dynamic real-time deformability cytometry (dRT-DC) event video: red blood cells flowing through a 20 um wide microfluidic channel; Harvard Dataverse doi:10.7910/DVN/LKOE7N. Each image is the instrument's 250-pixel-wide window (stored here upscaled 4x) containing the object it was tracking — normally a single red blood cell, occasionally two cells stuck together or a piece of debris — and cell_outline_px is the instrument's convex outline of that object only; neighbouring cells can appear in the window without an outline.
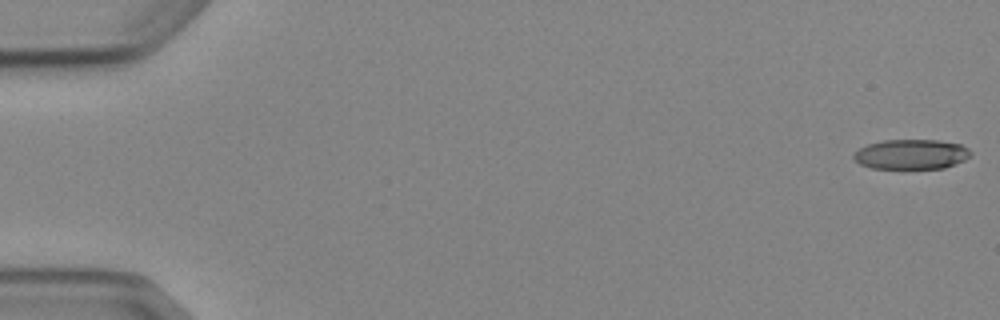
{"species": "Egyptian fruit bat (a non-hibernating species)", "species_latin": "Rousettus aegyptiacus", "temperature_condition": "cold", "stored_images_in_passage": 6, "camera_frame_rate_fps": 3000, "um_per_image_px": 0.085, "animal": {"sex": "female"}, "frame": {"image": 1, "passage_image": 1, "time_ms": 0.0, "image_size_px": [1000, 320], "cell_outline_px": [[972, 152], [964, 160], [944, 168], [872, 168], [860, 164], [852, 156], [860, 148], [868, 144], [884, 140], [936, 140], [960, 144], [968, 148]], "centroid_in_image_um": [77.46, 13.11], "position_along_channel_um": 7.5, "area_um2": 20.11}}
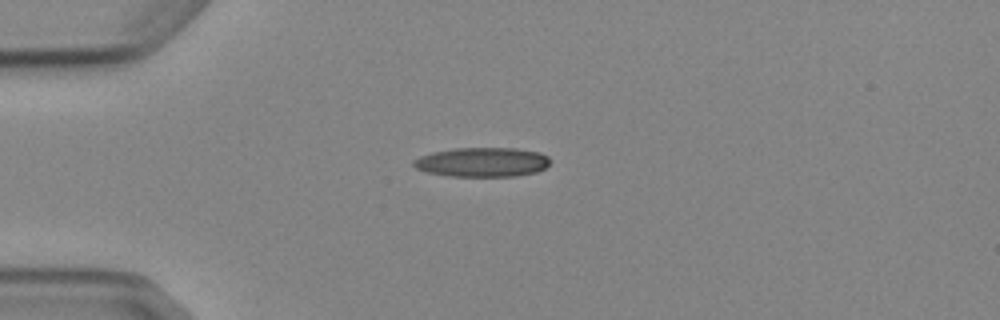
{"frame": {"image": 2, "passage_image": 4, "time_ms": 4.333, "image_size_px": [1000, 320], "cell_outline_px": [[548, 164], [544, 168], [536, 172], [516, 176], [448, 176], [428, 172], [416, 168], [412, 164], [412, 160], [420, 156], [432, 152], [456, 148], [516, 148], [540, 152], [548, 156]], "centroid_in_image_um": [40.97, 13.78], "position_along_channel_um": 44.0, "area_um2": 23.35}}
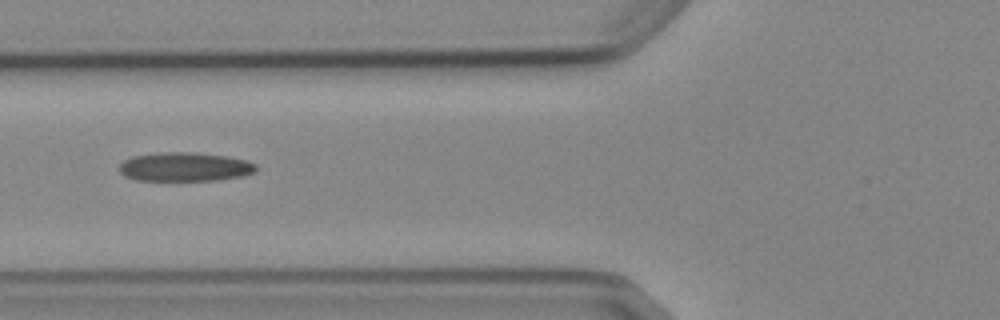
{"frame": {"image": 3, "passage_image": 6, "time_ms": 6.667, "image_size_px": [1000, 320], "cell_outline_px": [[256, 172], [240, 176], [220, 180], [136, 180], [124, 176], [120, 172], [120, 164], [124, 160], [132, 156], [156, 152], [196, 152], [224, 156], [244, 160], [256, 164]], "centroid_in_image_um": [15.68, 14.18], "position_along_channel_um": 110.1, "area_um2": 23.06}}